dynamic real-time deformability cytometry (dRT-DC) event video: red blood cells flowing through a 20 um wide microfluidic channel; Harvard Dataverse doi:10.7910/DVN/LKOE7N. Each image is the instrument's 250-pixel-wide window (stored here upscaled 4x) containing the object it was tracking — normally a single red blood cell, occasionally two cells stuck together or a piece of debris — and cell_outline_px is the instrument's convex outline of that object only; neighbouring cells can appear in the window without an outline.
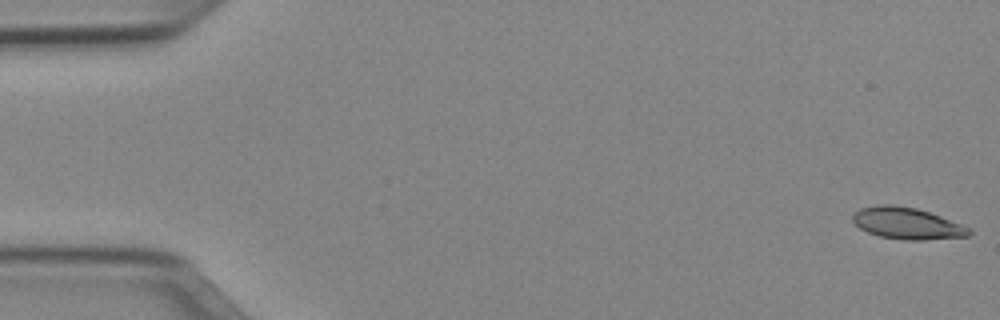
{"species": "Egyptian fruit bat (a non-hibernating species)", "species_latin": "Rousettus aegyptiacus", "temperature_condition": "cold", "stored_images_in_passage": 51, "camera_frame_rate_fps": 3000, "um_per_image_px": 0.085, "animal": {"sex": "female"}, "frame": {"image": 1, "passage_image": 1, "time_ms": 0.0, "image_size_px": [1000, 320], "cell_outline_px": [[972, 232], [968, 236], [924, 240], [904, 240], [880, 236], [868, 232], [860, 228], [852, 220], [852, 212], [860, 208], [876, 204], [896, 204], [916, 208], [940, 216], [960, 224], [968, 228]], "centroid_in_image_um": [77.04, 18.97], "position_along_channel_um": 8.0, "area_um2": 21.44}}
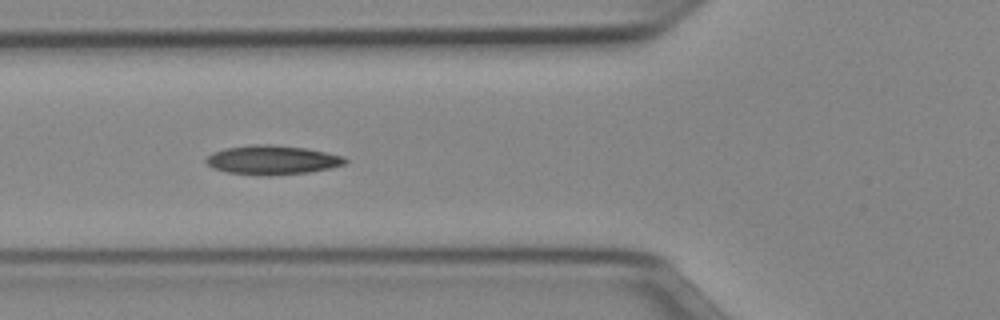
{"frame": {"image": 2, "passage_image": 19, "time_ms": 6.0, "image_size_px": [1000, 320], "cell_outline_px": [[348, 160], [344, 164], [328, 168], [308, 172], [228, 172], [212, 168], [204, 160], [212, 152], [224, 148], [252, 144], [268, 144], [308, 148], [344, 156]], "centroid_in_image_um": [23.14, 13.53], "position_along_channel_um": 102.7, "area_um2": 22.48}}
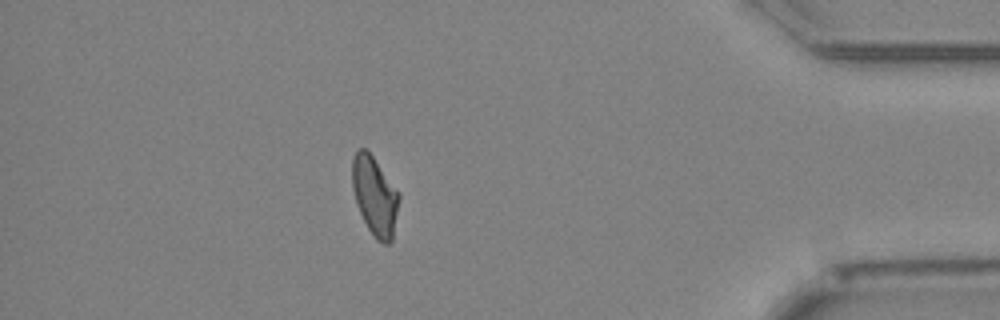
{"frame": {"image": 3, "passage_image": 45, "time_ms": 14.667, "image_size_px": [1000, 320], "cell_outline_px": [[400, 196], [392, 240], [388, 244], [384, 244], [376, 240], [372, 236], [356, 204], [352, 188], [352, 160], [356, 148], [364, 148], [372, 156], [400, 192]], "centroid_in_image_um": [31.85, 16.66], "position_along_channel_um": 403.3, "area_um2": 21.62}, "authors_computed_cell_mechanics": {"area_um2": 21.6172, "velocity_mm_per_s": 3.9731, "shape_relaxation_time_tau1_ms": 10.5016, "shape_relaxation_time_tau2_ms": 4.2288, "deformation_change_tau1": 0.228, "deformation_change_tau2": 0.1001}}